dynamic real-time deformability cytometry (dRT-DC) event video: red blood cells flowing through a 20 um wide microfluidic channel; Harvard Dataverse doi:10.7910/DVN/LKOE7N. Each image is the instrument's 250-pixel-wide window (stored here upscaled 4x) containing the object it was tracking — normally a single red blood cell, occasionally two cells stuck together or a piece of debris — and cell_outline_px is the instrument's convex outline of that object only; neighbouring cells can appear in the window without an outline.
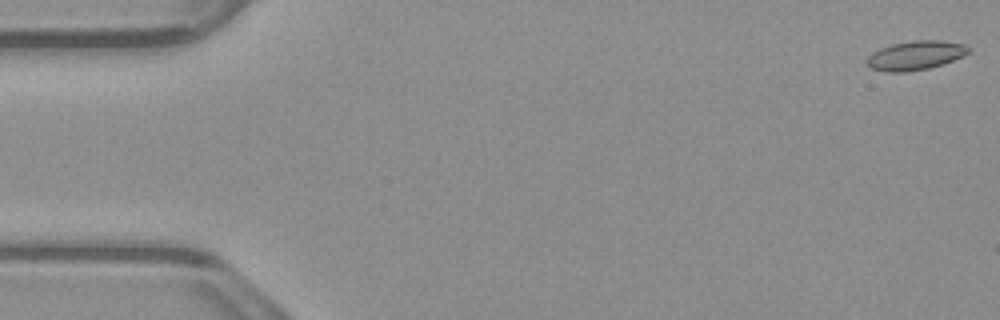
{"species": "common noctule bat (a hibernating species)", "species_latin": "Nyctalus noctula", "temperature_condition": "warm", "stored_images_in_passage": 53, "camera_frame_rate_fps": 3000, "um_per_image_px": 0.085, "animal": {"sex": "male", "body_mass_g": 23.1, "forearm_length_mm": 52.7}, "frame": {"image": 1, "passage_image": 1, "time_ms": 0.0, "image_size_px": [1000, 320], "cell_outline_px": [[972, 48], [964, 56], [928, 68], [904, 72], [888, 72], [872, 68], [864, 64], [864, 60], [872, 52], [880, 48], [892, 44], [912, 40], [940, 40], [968, 44]], "centroid_in_image_um": [77.81, 4.69], "position_along_channel_um": 7.2, "area_um2": 17.4}}
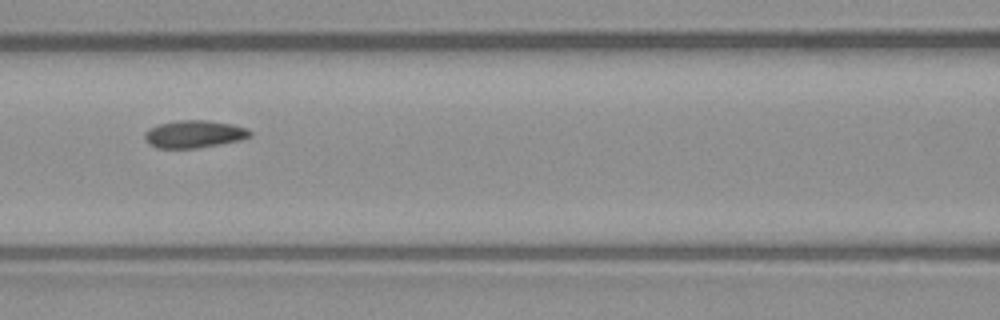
{"frame": {"image": 2, "passage_image": 23, "time_ms": 7.333, "image_size_px": [1000, 320], "cell_outline_px": [[252, 136], [240, 140], [220, 144], [196, 148], [156, 148], [148, 144], [144, 140], [144, 132], [160, 124], [176, 120], [208, 120], [232, 124], [248, 128], [252, 132]], "centroid_in_image_um": [16.51, 11.4], "position_along_channel_um": 150.1, "area_um2": 16.99}}
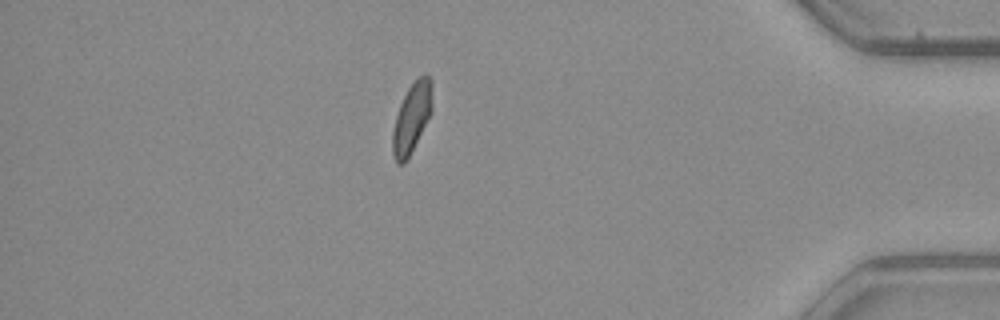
{"frame": {"image": 3, "passage_image": 46, "time_ms": 15.0, "image_size_px": [1000, 320], "cell_outline_px": [[432, 112], [404, 164], [396, 164], [392, 152], [392, 132], [396, 116], [400, 104], [408, 88], [424, 72], [432, 80]], "centroid_in_image_um": [35.0, 10.01], "position_along_channel_um": 400.2, "area_um2": 16.01}, "authors_computed_cell_mechanics": {"area_um2": 16.7042, "velocity_mm_per_s": 3.8754, "shape_relaxation_time_tau1_ms": null, "shape_relaxation_time_tau2_ms": 3.6834, "deformation_change_tau1": null, "deformation_change_tau2": 0.1022}}